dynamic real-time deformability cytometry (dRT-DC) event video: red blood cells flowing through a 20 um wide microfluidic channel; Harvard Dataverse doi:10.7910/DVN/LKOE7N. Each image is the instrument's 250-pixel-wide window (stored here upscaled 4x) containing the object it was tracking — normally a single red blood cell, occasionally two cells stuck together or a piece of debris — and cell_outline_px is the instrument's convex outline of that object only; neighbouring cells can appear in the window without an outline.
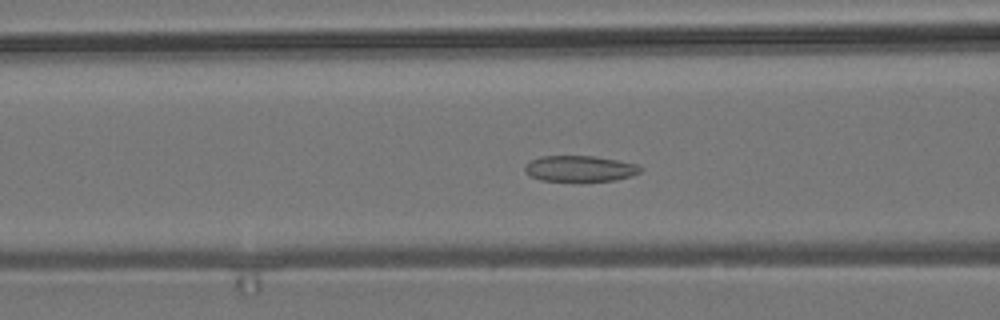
{"species": "common noctule bat (a hibernating species)", "species_latin": "Nyctalus noctula", "temperature_condition": "room temperature", "stored_images_in_passage": 40, "camera_frame_rate_fps": 3000, "um_per_image_px": 0.085, "animal": {"sex": "male", "body_mass_g": 19.2, "forearm_length_mm": 51.8}, "frame": {"image": 1, "passage_image": 22, "time_ms": 7.0, "image_size_px": [1000, 320], "cell_outline_px": [[644, 168], [640, 172], [632, 176], [616, 180], [580, 184], [540, 180], [528, 176], [524, 172], [524, 164], [540, 156], [596, 156], [636, 164]], "centroid_in_image_um": [49.26, 14.38], "position_along_channel_um": 117.3, "area_um2": 18.5}}
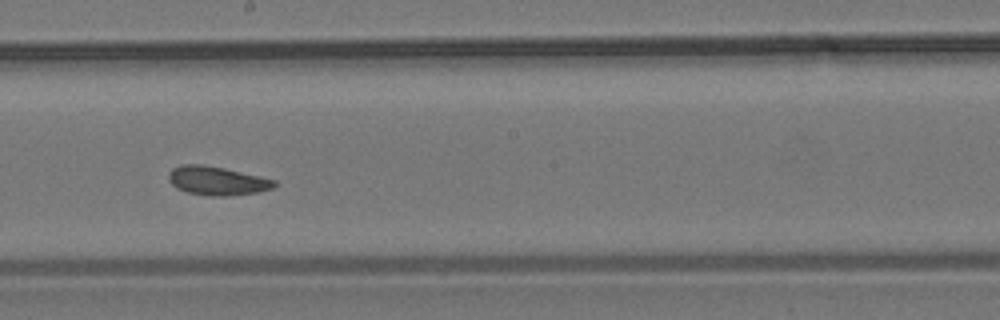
{"frame": {"image": 2, "passage_image": 31, "time_ms": 10.0, "image_size_px": [1000, 320], "cell_outline_px": [[276, 184], [272, 188], [260, 192], [224, 196], [212, 196], [188, 192], [176, 188], [168, 180], [168, 172], [172, 168], [180, 164], [204, 164], [224, 168], [260, 176], [276, 180]], "centroid_in_image_um": [18.42, 15.35], "position_along_channel_um": 229.8, "area_um2": 17.8}}
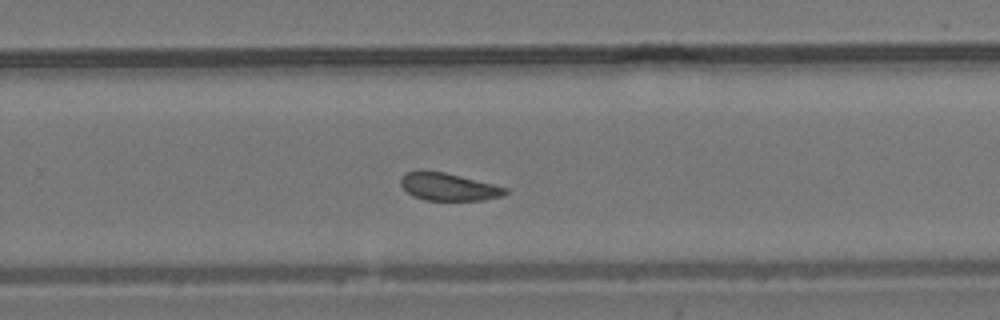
{"frame": {"image": 3, "passage_image": 36, "time_ms": 11.667, "image_size_px": [1000, 320], "cell_outline_px": [[508, 192], [504, 196], [484, 200], [424, 200], [412, 196], [400, 184], [400, 180], [404, 172], [420, 168], [444, 172], [508, 188]], "centroid_in_image_um": [38.07, 15.86], "position_along_channel_um": 291.7, "area_um2": 17.11}}